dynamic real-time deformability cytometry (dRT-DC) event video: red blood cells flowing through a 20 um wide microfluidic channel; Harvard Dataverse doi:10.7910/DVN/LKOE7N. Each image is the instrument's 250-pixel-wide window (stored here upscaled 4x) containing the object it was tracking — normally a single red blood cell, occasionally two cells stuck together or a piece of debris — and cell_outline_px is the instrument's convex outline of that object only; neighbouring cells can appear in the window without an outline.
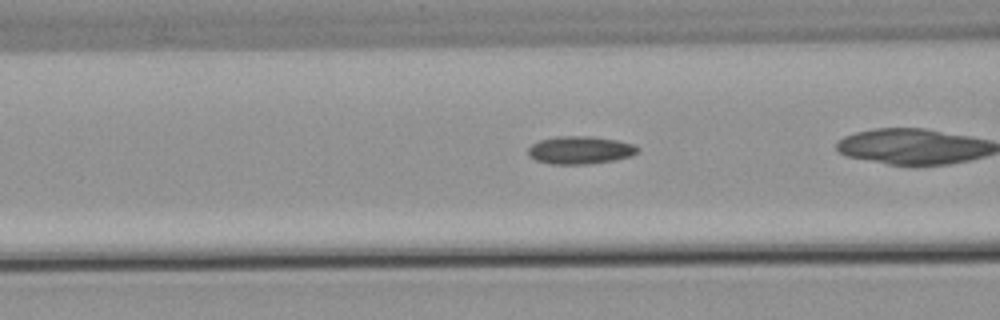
{"species": "common noctule bat (a hibernating species)", "species_latin": "Nyctalus noctula", "temperature_condition": "warm", "stored_images_in_passage": 24, "camera_frame_rate_fps": 3000, "um_per_image_px": 0.085, "animal": {"sex": "male", "body_mass_g": 21.5, "forearm_length_mm": 52.0}, "frame": {"image": 1, "passage_image": 4, "time_ms": 1.0, "image_size_px": [1000, 320], "cell_outline_px": [[640, 148], [632, 156], [612, 160], [588, 164], [552, 164], [536, 160], [528, 156], [528, 148], [532, 144], [540, 140], [556, 136], [592, 136], [616, 140], [632, 144]], "centroid_in_image_um": [49.28, 12.75], "position_along_channel_um": 117.3, "area_um2": 17.69}}